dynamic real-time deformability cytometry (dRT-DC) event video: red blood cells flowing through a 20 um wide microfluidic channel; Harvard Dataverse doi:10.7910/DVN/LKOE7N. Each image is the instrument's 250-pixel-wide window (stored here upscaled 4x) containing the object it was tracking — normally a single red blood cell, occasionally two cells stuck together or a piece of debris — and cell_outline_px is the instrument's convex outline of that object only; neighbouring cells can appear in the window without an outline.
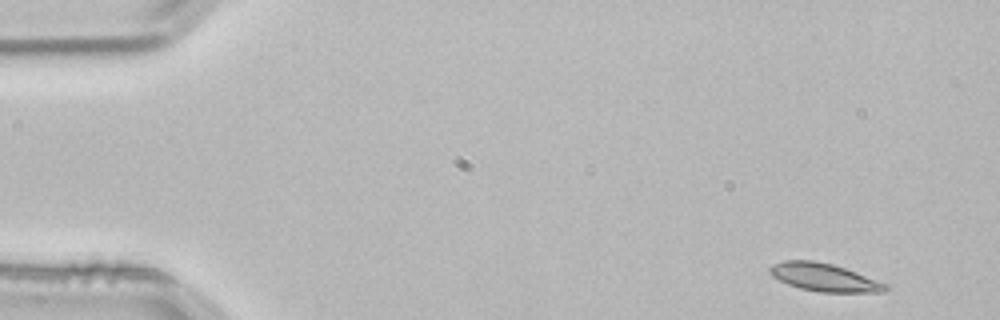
{"species": "common noctule bat (a hibernating species)", "species_latin": "Nyctalus noctula", "temperature_condition": "room temperature", "stored_images_in_passage": 2, "camera_frame_rate_fps": 3000, "um_per_image_px": 0.085, "animal": {"sex": "male", "body_mass_g": 21.5, "forearm_length_mm": 52.0}, "frame": {"image": 1, "passage_image": 2, "time_ms": 0.333, "image_size_px": [1000, 320], "cell_outline_px": [[888, 288], [884, 292], [820, 292], [800, 288], [788, 284], [772, 276], [768, 272], [768, 268], [772, 264], [784, 260], [812, 260], [832, 264], [856, 272], [888, 284]], "centroid_in_image_um": [70.03, 23.57], "position_along_channel_um": 15.0, "area_um2": 18.79}}